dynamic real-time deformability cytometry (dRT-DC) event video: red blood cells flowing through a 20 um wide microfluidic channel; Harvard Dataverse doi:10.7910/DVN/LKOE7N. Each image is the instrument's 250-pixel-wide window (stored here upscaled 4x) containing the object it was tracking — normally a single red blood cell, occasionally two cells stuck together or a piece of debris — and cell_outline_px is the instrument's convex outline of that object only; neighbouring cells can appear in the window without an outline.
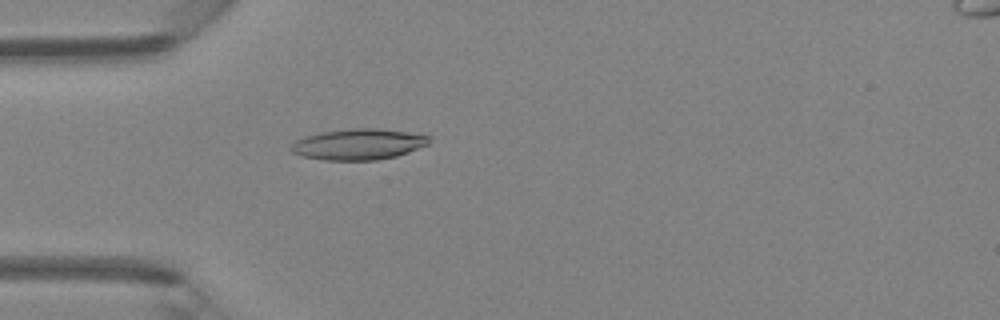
{"species": "Egyptian fruit bat (a non-hibernating species)", "species_latin": "Rousettus aegyptiacus", "temperature_condition": "room temperature", "stored_images_in_passage": 38, "camera_frame_rate_fps": 3000, "um_per_image_px": 0.085, "animal": {"sex": "female"}, "frame": {"image": 1, "passage_image": 5, "time_ms": 1.333, "image_size_px": [1000, 320], "cell_outline_px": [[428, 144], [408, 152], [396, 156], [376, 160], [324, 160], [300, 156], [292, 152], [288, 148], [296, 140], [304, 136], [320, 132], [352, 128], [376, 128], [404, 132], [428, 136]], "centroid_in_image_um": [30.38, 12.27], "position_along_channel_um": 54.6, "area_um2": 24.74}}
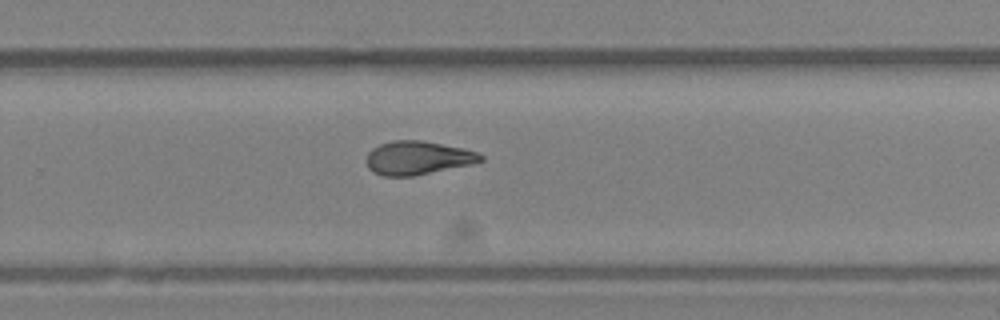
{"frame": {"image": 2, "passage_image": 22, "time_ms": 7.0, "image_size_px": [1000, 320], "cell_outline_px": [[484, 160], [472, 164], [412, 176], [384, 176], [372, 172], [368, 168], [368, 152], [372, 148], [380, 144], [392, 140], [420, 140], [464, 148], [476, 152], [484, 156]], "centroid_in_image_um": [35.51, 13.42], "position_along_channel_um": 294.3, "area_um2": 22.25}}
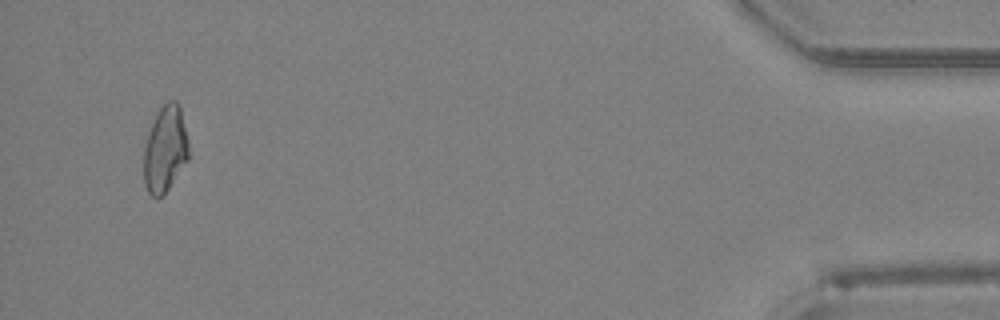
{"frame": {"image": 3, "passage_image": 36, "time_ms": 11.667, "image_size_px": [1000, 320], "cell_outline_px": [[192, 156], [164, 196], [152, 196], [148, 192], [144, 184], [144, 144], [152, 124], [160, 108], [168, 100], [176, 100], [180, 104]], "centroid_in_image_um": [14.09, 12.7], "position_along_channel_um": 421.1, "area_um2": 23.18}, "authors_computed_cell_mechanics": {"area_um2": 22.5998, "velocity_mm_per_s": 4.3635, "shape_relaxation_time_tau1_ms": null, "shape_relaxation_time_tau2_ms": 2.7866, "deformation_change_tau1": null, "deformation_change_tau2": 0.1052}}